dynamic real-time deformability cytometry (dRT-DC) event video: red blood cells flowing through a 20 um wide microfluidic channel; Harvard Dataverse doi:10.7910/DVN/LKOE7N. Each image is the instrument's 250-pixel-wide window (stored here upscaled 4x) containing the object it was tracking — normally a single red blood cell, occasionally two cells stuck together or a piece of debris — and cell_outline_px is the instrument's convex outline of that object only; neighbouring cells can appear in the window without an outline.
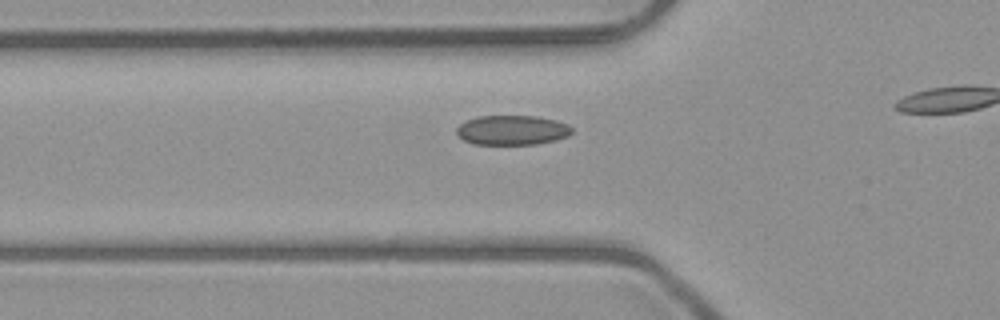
{"species": "common noctule bat (a hibernating species)", "species_latin": "Nyctalus noctula", "temperature_condition": "room temperature", "stored_images_in_passage": 19, "camera_frame_rate_fps": 3000, "um_per_image_px": 0.085, "animal": {"sex": "male", "body_mass_g": 23.1, "forearm_length_mm": 52.7}, "frame": {"image": 1, "passage_image": 14, "time_ms": 4.333, "image_size_px": [1000, 320], "cell_outline_px": [[572, 132], [568, 136], [556, 140], [536, 144], [472, 144], [464, 140], [456, 132], [456, 128], [460, 124], [476, 116], [536, 116], [556, 120], [568, 124], [572, 128]], "centroid_in_image_um": [43.54, 11.06], "position_along_channel_um": 82.3, "area_um2": 19.94}}